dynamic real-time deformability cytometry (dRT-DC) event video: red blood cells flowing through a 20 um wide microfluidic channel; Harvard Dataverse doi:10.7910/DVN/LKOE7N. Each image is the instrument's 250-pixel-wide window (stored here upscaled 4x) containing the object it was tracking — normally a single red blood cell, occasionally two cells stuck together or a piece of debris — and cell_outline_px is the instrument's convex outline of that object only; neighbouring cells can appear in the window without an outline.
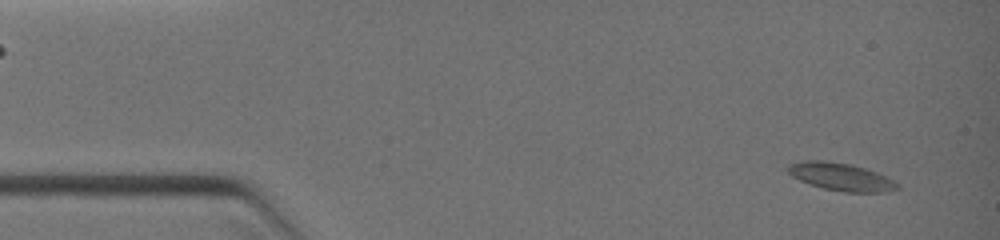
{"species": "common noctule bat (a hibernating species)", "species_latin": "Nyctalus noctula", "temperature_condition": "warm", "stored_images_in_passage": 27, "camera_frame_rate_fps": 3000, "um_per_image_px": 0.085, "animal": {"sex": "female", "body_mass_g": 19.0, "forearm_length_mm": 51.5}, "frame": {"image": 1, "passage_image": 4, "time_ms": 0.667, "image_size_px": [1000, 240], "cell_outline_px": [[900, 188], [880, 192], [844, 192], [824, 188], [808, 184], [792, 176], [788, 172], [788, 164], [804, 160], [824, 160], [852, 164], [876, 172], [900, 184]], "centroid_in_image_um": [71.45, 15.02], "position_along_channel_um": 13.5, "area_um2": 17.57}}
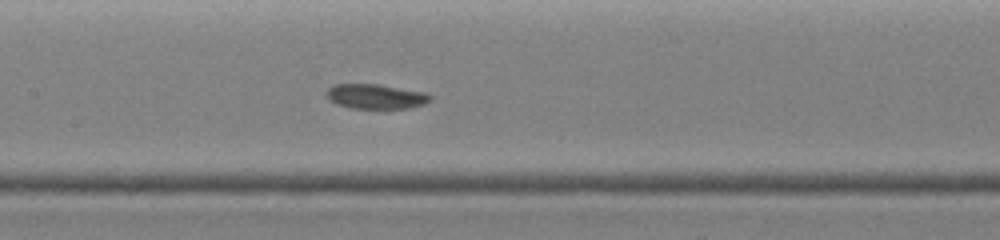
{"frame": {"image": 2, "passage_image": 17, "time_ms": 5.667, "image_size_px": [1000, 240], "cell_outline_px": [[432, 100], [424, 104], [408, 108], [352, 108], [336, 104], [328, 100], [328, 88], [336, 84], [380, 84], [424, 92], [432, 96]], "centroid_in_image_um": [31.96, 8.19], "position_along_channel_um": 175.4, "area_um2": 14.91}}
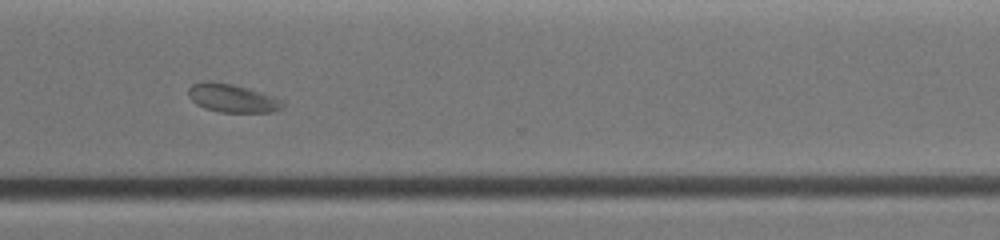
{"frame": {"image": 3, "passage_image": 26, "time_ms": 9.0, "image_size_px": [1000, 240], "cell_outline_px": [[284, 104], [280, 108], [272, 112], [220, 112], [204, 108], [196, 104], [188, 96], [188, 88], [192, 84], [204, 80], [212, 80], [232, 84], [248, 88], [284, 100]], "centroid_in_image_um": [19.7, 8.33], "position_along_channel_um": 350.9, "area_um2": 15.66}}